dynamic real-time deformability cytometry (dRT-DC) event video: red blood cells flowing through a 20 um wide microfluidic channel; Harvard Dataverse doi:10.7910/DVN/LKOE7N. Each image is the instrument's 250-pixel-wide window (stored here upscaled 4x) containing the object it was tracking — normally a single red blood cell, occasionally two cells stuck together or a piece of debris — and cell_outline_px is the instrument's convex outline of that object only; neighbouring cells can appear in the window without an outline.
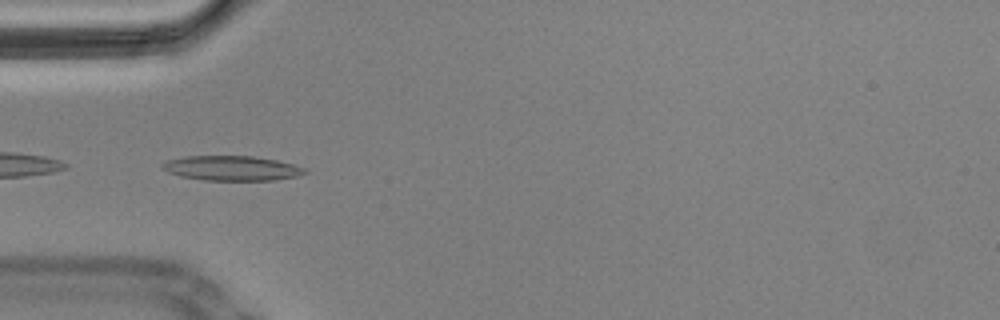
{"species": "Egyptian fruit bat (a non-hibernating species)", "species_latin": "Rousettus aegyptiacus", "temperature_condition": "cold", "stored_images_in_passage": 39, "camera_frame_rate_fps": 3000, "um_per_image_px": 0.085, "animal": {"sex": "male"}, "frame": {"image": 1, "passage_image": 1, "time_ms": 0.0, "image_size_px": [1000, 320], "cell_outline_px": [[308, 172], [296, 176], [272, 180], [204, 180], [180, 176], [168, 172], [160, 168], [160, 164], [164, 160], [184, 156], [252, 156], [276, 160], [292, 164], [304, 168]], "centroid_in_image_um": [19.61, 14.29], "position_along_channel_um": 65.4, "area_um2": 20.58}, "authors_computed_cell_mechanics": {"area_um2": 21.0392, "velocity_mm_per_s": 3.48, "shape_relaxation_time_tau1_ms": null, "shape_relaxation_time_tau2_ms": 1.9252, "deformation_change_tau1": null, "deformation_change_tau2": 0.0907}}